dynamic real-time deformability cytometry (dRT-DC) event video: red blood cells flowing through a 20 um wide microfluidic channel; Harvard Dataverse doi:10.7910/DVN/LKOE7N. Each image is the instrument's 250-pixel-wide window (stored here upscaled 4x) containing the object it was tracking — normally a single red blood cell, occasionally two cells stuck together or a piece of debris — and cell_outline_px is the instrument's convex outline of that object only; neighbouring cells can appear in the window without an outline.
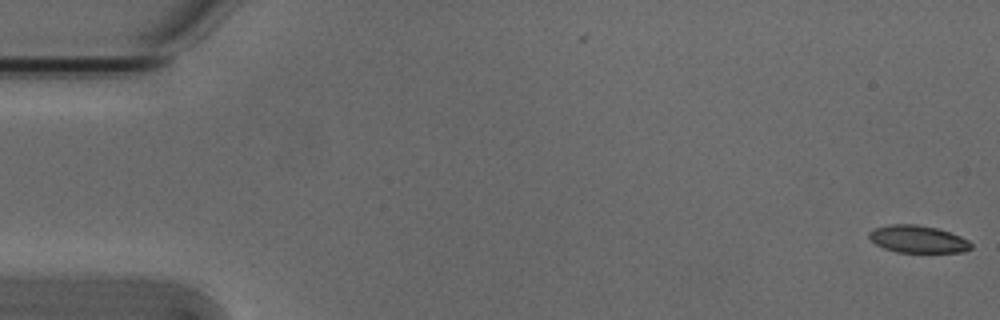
{"species": "Egyptian fruit bat (a non-hibernating species)", "species_latin": "Rousettus aegyptiacus", "temperature_condition": "cold", "stored_images_in_passage": 18, "camera_frame_rate_fps": 3000, "um_per_image_px": 0.085, "animal": {"sex": "male"}, "frame": {"image": 1, "passage_image": 1, "time_ms": 0.0, "image_size_px": [1000, 320], "cell_outline_px": [[972, 248], [964, 252], [896, 252], [884, 248], [876, 244], [868, 236], [868, 232], [876, 228], [892, 224], [916, 224], [936, 228], [960, 236], [968, 240], [972, 244]], "centroid_in_image_um": [78.03, 20.33], "position_along_channel_um": 7.0, "area_um2": 16.13}}
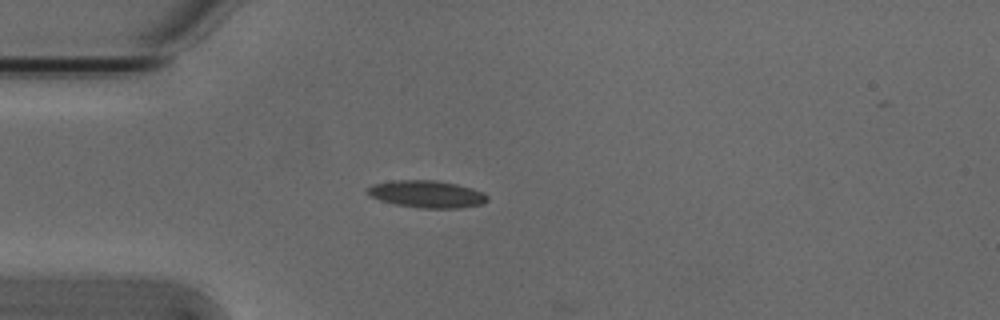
{"frame": {"image": 2, "passage_image": 15, "time_ms": 4.667, "image_size_px": [1000, 320], "cell_outline_px": [[488, 200], [484, 204], [460, 208], [420, 208], [396, 204], [380, 200], [368, 196], [368, 188], [372, 184], [392, 180], [436, 180], [456, 184], [472, 188], [484, 192], [488, 196]], "centroid_in_image_um": [36.3, 16.5], "position_along_channel_um": 48.7, "area_um2": 19.13}}